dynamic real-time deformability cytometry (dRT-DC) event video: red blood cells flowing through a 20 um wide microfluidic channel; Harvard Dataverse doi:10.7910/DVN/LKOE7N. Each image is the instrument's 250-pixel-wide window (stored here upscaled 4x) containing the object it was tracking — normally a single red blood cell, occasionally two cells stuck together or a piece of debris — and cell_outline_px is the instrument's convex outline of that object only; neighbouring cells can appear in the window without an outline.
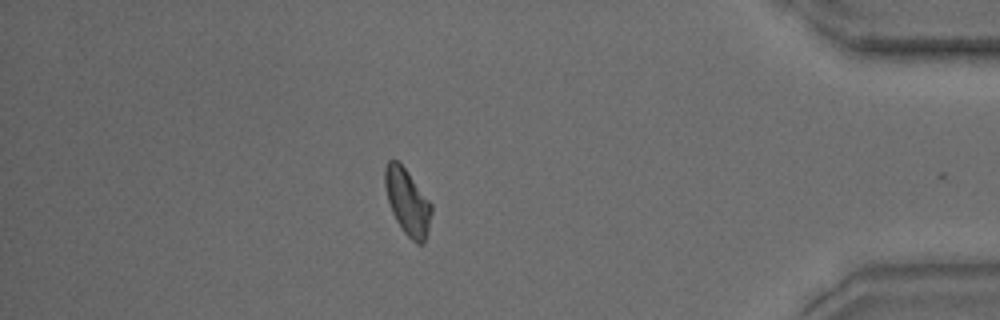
{"species": "common noctule bat (a hibernating species)", "species_latin": "Nyctalus noctula", "temperature_condition": "warm", "stored_images_in_passage": 25, "camera_frame_rate_fps": 3000, "um_per_image_px": 0.085, "animal": {"sex": "male", "body_mass_g": 15.6}, "frame": {"image": 1, "passage_image": 24, "time_ms": 7.667, "image_size_px": [1000, 320], "cell_outline_px": [[432, 212], [424, 244], [416, 244], [404, 232], [396, 220], [392, 212], [388, 200], [384, 184], [384, 168], [388, 160], [396, 160], [404, 168], [432, 204]], "centroid_in_image_um": [34.62, 17.18], "position_along_channel_um": 400.6, "area_um2": 17.63}}